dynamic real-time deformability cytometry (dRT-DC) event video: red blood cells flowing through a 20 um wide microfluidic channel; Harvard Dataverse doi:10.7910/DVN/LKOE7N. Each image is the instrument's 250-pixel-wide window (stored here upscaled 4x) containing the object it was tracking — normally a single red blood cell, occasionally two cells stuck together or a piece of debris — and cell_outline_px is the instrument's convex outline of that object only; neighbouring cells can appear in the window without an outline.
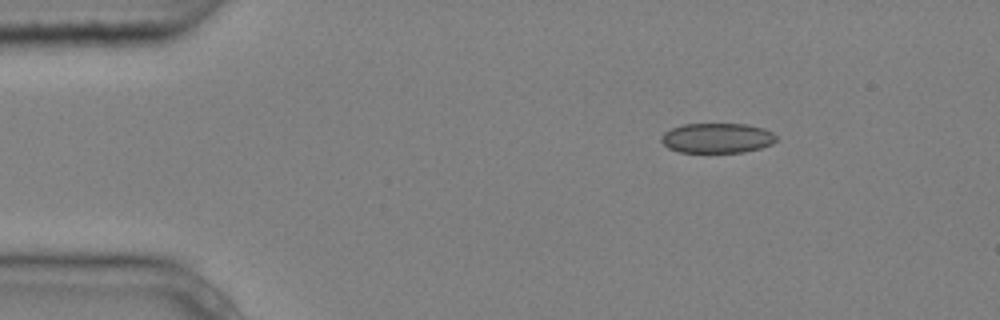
{"species": "common noctule bat (a hibernating species)", "species_latin": "Nyctalus noctula", "temperature_condition": "cold", "stored_images_in_passage": 4, "camera_frame_rate_fps": 3000, "um_per_image_px": 0.085, "animal": {"sex": "male", "body_mass_g": 20.4}, "frame": {"image": 1, "passage_image": 2, "time_ms": 0.333, "image_size_px": [1000, 320], "cell_outline_px": [[776, 140], [772, 144], [760, 148], [744, 152], [680, 152], [668, 148], [660, 140], [660, 136], [664, 132], [672, 128], [684, 124], [748, 124], [764, 128], [772, 132], [776, 136]], "centroid_in_image_um": [60.95, 11.73], "position_along_channel_um": 24.0, "area_um2": 20.11}}